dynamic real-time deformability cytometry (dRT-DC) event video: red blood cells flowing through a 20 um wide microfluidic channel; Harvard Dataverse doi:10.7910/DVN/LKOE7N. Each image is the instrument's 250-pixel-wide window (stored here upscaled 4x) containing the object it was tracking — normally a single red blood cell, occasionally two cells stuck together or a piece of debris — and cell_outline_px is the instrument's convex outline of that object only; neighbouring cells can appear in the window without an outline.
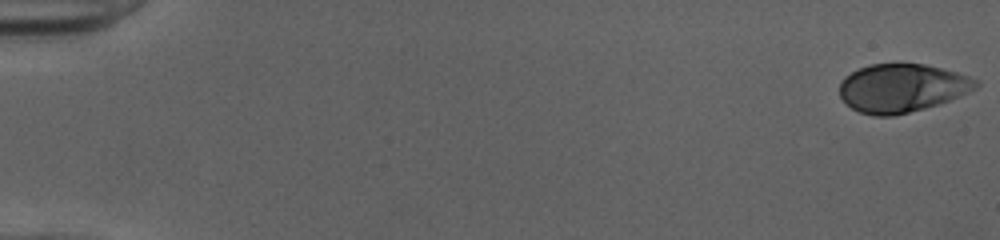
{"species": "human", "species_latin": "Homo sapiens", "temperature_condition": "cold", "stored_images_in_passage": 52, "camera_frame_rate_fps": 3000, "um_per_image_px": 0.085, "donor": {"sex": "female"}, "frame": {"image": 1, "passage_image": 1, "time_ms": 0.0, "image_size_px": [1000, 240], "cell_outline_px": [[980, 84], [976, 88], [968, 92], [948, 100], [924, 108], [892, 116], [872, 116], [860, 112], [852, 108], [840, 96], [840, 80], [844, 76], [868, 64], [924, 64], [956, 72], [980, 80]], "centroid_in_image_um": [76.65, 7.47], "position_along_channel_um": 8.4, "area_um2": 38.15}}
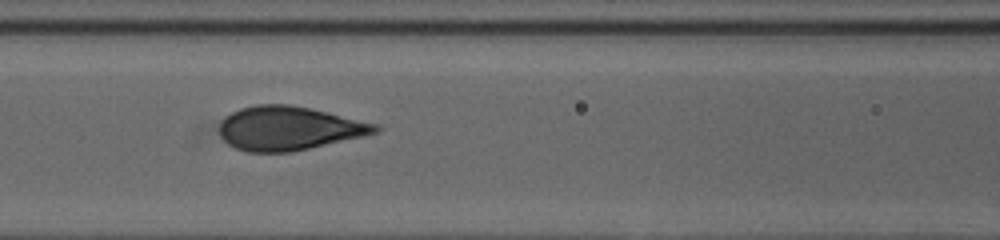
{"frame": {"image": 2, "passage_image": 24, "time_ms": 7.667, "image_size_px": [1000, 240], "cell_outline_px": [[384, 128], [376, 132], [360, 136], [292, 152], [248, 152], [236, 148], [228, 144], [220, 136], [220, 120], [224, 116], [240, 108], [256, 104], [288, 104], [328, 112], [376, 124]], "centroid_in_image_um": [24.49, 10.9], "position_along_channel_um": 142.1, "area_um2": 39.54}}
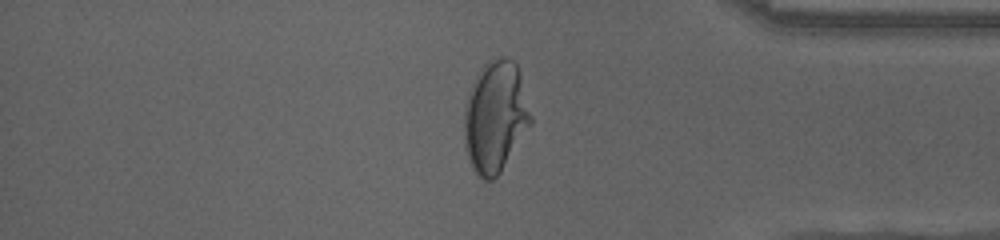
{"frame": {"image": 3, "passage_image": 44, "time_ms": 14.333, "image_size_px": [1000, 240], "cell_outline_px": [[532, 124], [500, 172], [492, 180], [484, 180], [472, 168], [468, 160], [464, 144], [464, 108], [468, 92], [476, 72], [488, 60], [504, 56], [512, 60], [516, 64], [520, 72], [532, 116]], "centroid_in_image_um": [42.09, 9.9], "position_along_channel_um": 393.1, "area_um2": 43.7}, "authors_computed_cell_mechanics": {"area_um2": 39.5352, "velocity_mm_per_s": 4.0129, "shape_relaxation_time_tau1_ms": 5.2441, "shape_relaxation_time_tau2_ms": null, "deformation_change_tau1": 0.2014, "deformation_change_tau2": null}}